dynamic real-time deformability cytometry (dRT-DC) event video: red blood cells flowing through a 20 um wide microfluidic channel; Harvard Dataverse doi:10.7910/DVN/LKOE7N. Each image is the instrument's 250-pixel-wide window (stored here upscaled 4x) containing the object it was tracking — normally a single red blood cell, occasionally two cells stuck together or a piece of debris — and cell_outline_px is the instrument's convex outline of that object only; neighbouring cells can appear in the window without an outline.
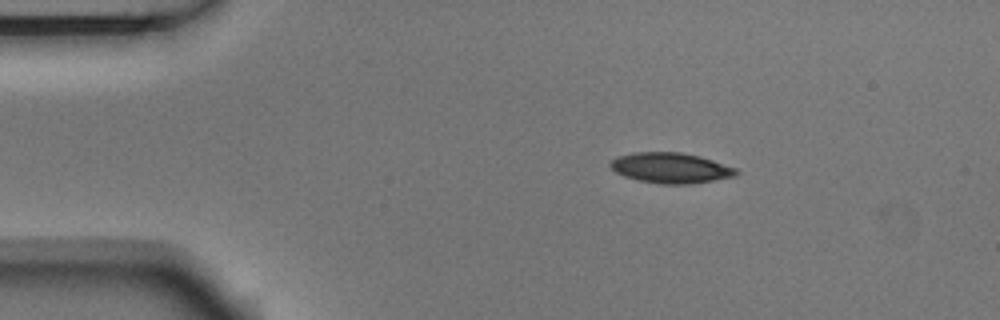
{"species": "Egyptian fruit bat (a non-hibernating species)", "species_latin": "Rousettus aegyptiacus", "temperature_condition": "room temperature", "stored_images_in_passage": 3, "camera_frame_rate_fps": 3000, "um_per_image_px": 0.085, "animal": {"sex": "male"}, "frame": {"image": 1, "passage_image": 2, "time_ms": 0.333, "image_size_px": [1000, 320], "cell_outline_px": [[740, 172], [736, 176], [688, 184], [660, 184], [636, 180], [624, 176], [616, 172], [608, 164], [616, 156], [632, 152], [680, 152], [700, 156], [736, 168]], "centroid_in_image_um": [56.98, 14.27], "position_along_channel_um": 28.0, "area_um2": 22.37}}